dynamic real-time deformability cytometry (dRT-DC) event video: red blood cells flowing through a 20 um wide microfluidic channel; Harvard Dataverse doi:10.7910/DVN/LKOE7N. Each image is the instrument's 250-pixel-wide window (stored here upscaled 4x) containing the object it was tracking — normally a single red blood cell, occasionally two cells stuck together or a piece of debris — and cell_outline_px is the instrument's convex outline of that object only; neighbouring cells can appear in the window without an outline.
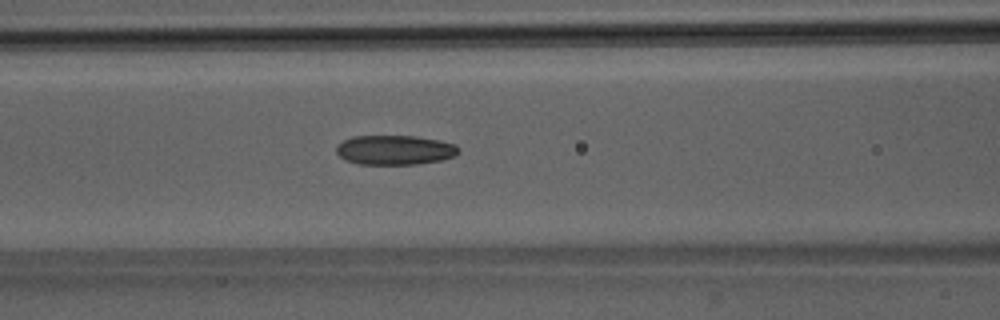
{"species": "Egyptian fruit bat (a non-hibernating species)", "species_latin": "Rousettus aegyptiacus", "temperature_condition": "room temperature", "stored_images_in_passage": 19, "camera_frame_rate_fps": 3000, "um_per_image_px": 0.085, "animal": {"sex": "male"}, "frame": {"image": 1, "passage_image": 12, "time_ms": 3.667, "image_size_px": [1000, 320], "cell_outline_px": [[460, 152], [456, 156], [440, 160], [416, 164], [360, 164], [344, 160], [336, 152], [336, 148], [344, 140], [352, 136], [416, 136], [440, 140], [456, 144], [460, 148]], "centroid_in_image_um": [33.6, 12.74], "position_along_channel_um": 133.0, "area_um2": 21.15}}